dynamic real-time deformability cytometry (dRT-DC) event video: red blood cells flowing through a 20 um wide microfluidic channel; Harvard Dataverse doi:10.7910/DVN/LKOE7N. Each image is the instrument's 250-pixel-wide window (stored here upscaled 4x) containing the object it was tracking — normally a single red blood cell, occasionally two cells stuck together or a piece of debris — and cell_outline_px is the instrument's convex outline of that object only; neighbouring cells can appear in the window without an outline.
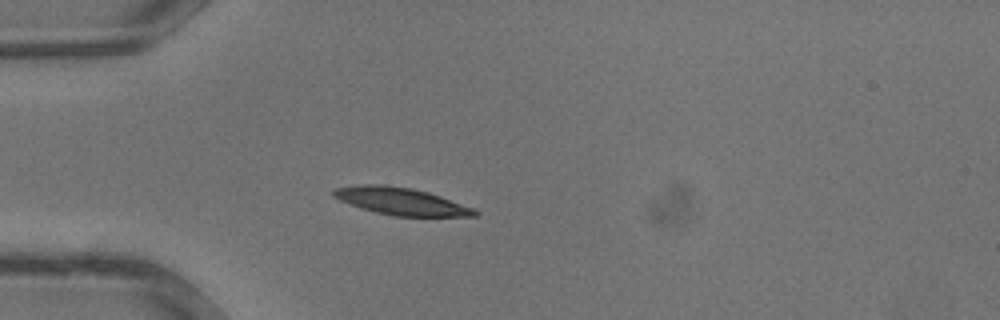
{"species": "common noctule bat (a hibernating species)", "species_latin": "Nyctalus noctula", "temperature_condition": "warm", "stored_images_in_passage": 26, "camera_frame_rate_fps": 3000, "um_per_image_px": 0.085, "animal": {"sex": "male", "body_mass_g": 13.3}, "frame": {"image": 1, "passage_image": 1, "time_ms": 0.0, "image_size_px": [1000, 320], "cell_outline_px": [[480, 212], [476, 216], [396, 216], [376, 212], [340, 200], [332, 196], [332, 192], [336, 188], [360, 184], [384, 184], [412, 188], [428, 192], [440, 196], [472, 208]], "centroid_in_image_um": [34.08, 17.09], "position_along_channel_um": 50.9, "area_um2": 22.08}}
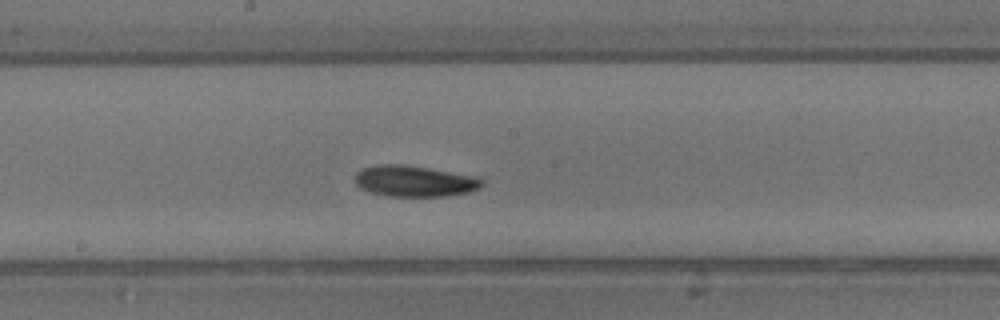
{"frame": {"image": 2, "passage_image": 10, "time_ms": 3.0, "image_size_px": [1000, 320], "cell_outline_px": [[484, 184], [480, 188], [468, 192], [444, 196], [388, 196], [372, 192], [360, 188], [356, 184], [356, 172], [360, 168], [376, 164], [404, 164], [476, 176], [484, 180]], "centroid_in_image_um": [35.22, 15.38], "position_along_channel_um": 213.0, "area_um2": 23.06}}
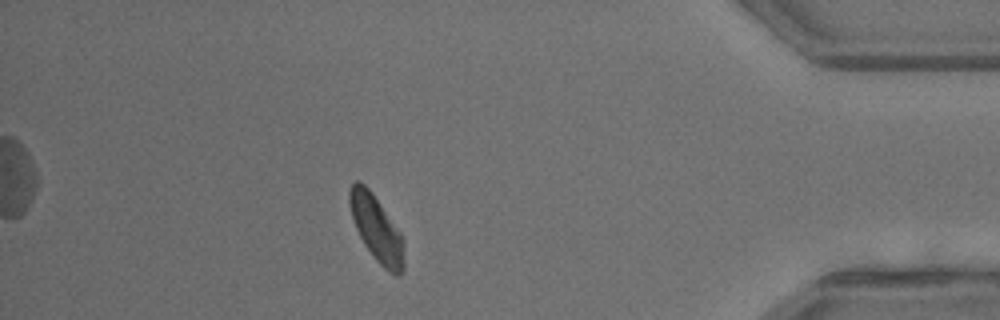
{"frame": {"image": 3, "passage_image": 22, "time_ms": 7.0, "image_size_px": [1000, 320], "cell_outline_px": [[404, 272], [400, 276], [396, 276], [388, 272], [376, 260], [364, 244], [356, 228], [348, 204], [348, 192], [352, 184], [356, 180], [360, 180], [372, 192], [400, 232], [404, 240]], "centroid_in_image_um": [32.02, 19.45], "position_along_channel_um": 403.2, "area_um2": 21.04}}